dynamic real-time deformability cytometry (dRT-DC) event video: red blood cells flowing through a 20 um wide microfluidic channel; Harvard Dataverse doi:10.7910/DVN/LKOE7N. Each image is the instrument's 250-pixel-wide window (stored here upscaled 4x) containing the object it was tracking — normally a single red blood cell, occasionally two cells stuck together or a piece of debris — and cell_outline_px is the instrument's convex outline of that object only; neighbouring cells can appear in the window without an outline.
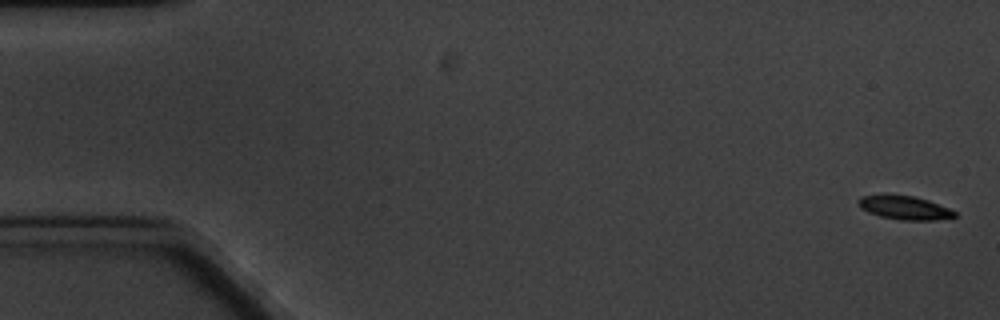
{"species": "common noctule bat (a hibernating species)", "species_latin": "Nyctalus noctula", "temperature_condition": "cold", "stored_images_in_passage": 6, "camera_frame_rate_fps": 3000, "um_per_image_px": 0.085, "animal": {"sex": "male", "body_mass_g": 20.1, "forearm_length_mm": 53.5}, "frame": {"image": 1, "passage_image": 1, "time_ms": 0.0, "image_size_px": [1000, 320], "cell_outline_px": [[956, 216], [936, 220], [900, 220], [880, 216], [868, 212], [860, 208], [856, 200], [860, 196], [884, 192], [888, 192], [912, 196], [928, 200], [948, 208], [956, 212]], "centroid_in_image_um": [76.78, 17.61], "position_along_channel_um": 8.2, "area_um2": 13.76}}
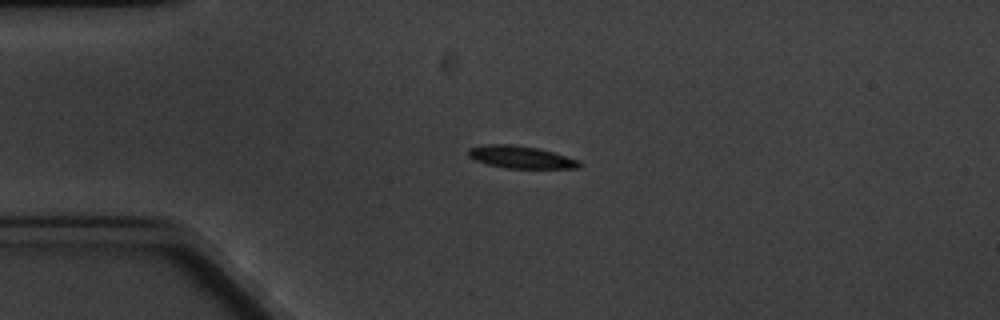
{"frame": {"image": 2, "passage_image": 4, "time_ms": 4.333, "image_size_px": [1000, 320], "cell_outline_px": [[580, 168], [504, 168], [488, 164], [476, 160], [468, 156], [468, 148], [488, 144], [512, 144], [540, 148], [580, 160]], "centroid_in_image_um": [44.28, 13.35], "position_along_channel_um": 40.7, "area_um2": 14.51}}